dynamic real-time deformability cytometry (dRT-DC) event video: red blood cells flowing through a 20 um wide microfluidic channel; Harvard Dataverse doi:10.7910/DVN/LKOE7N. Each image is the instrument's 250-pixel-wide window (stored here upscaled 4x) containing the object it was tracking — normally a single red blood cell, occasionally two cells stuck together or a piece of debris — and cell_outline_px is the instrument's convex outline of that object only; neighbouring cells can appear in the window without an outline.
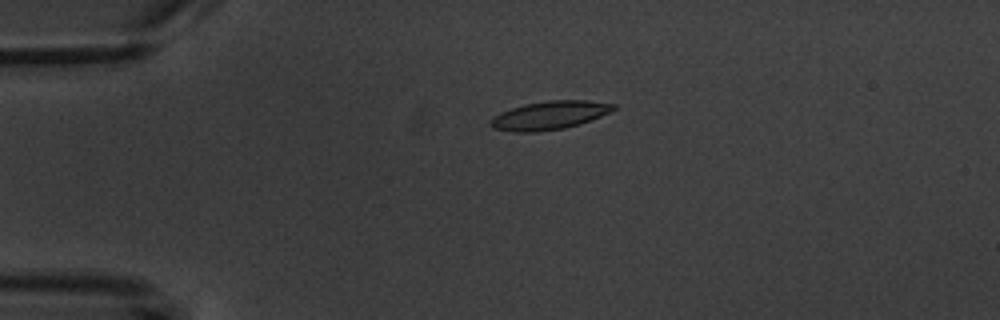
{"species": "common noctule bat (a hibernating species)", "species_latin": "Nyctalus noctula", "temperature_condition": "warm", "stored_images_in_passage": 5, "camera_frame_rate_fps": 3000, "um_per_image_px": 0.085, "animal": {"sex": "male", "body_mass_g": 20.1, "forearm_length_mm": 53.5}, "frame": {"image": 1, "passage_image": 4, "time_ms": 4.333, "image_size_px": [1000, 320], "cell_outline_px": [[616, 108], [612, 112], [580, 124], [564, 128], [536, 132], [512, 132], [492, 128], [488, 124], [488, 120], [492, 116], [500, 112], [524, 104], [548, 100], [588, 100], [616, 104]], "centroid_in_image_um": [46.68, 9.8], "position_along_channel_um": 38.3, "area_um2": 20.69}}